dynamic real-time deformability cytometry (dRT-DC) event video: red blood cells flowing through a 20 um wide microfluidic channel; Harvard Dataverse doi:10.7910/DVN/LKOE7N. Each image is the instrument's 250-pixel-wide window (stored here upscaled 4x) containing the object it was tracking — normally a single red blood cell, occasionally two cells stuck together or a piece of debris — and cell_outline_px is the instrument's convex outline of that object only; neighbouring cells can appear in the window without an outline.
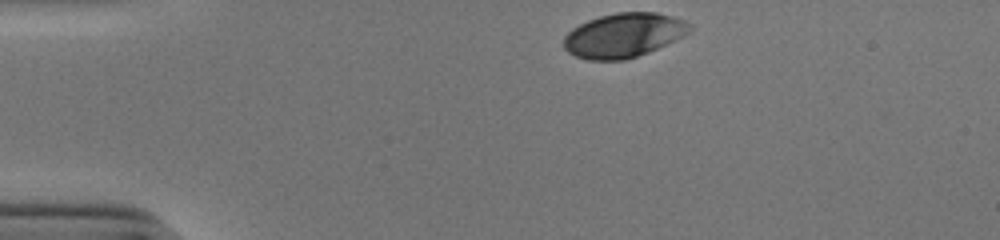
{"species": "human", "species_latin": "Homo sapiens", "temperature_condition": "cold", "stored_images_in_passage": 33, "camera_frame_rate_fps": 3000, "um_per_image_px": 0.085, "donor": {"sex": "male"}, "frame": {"image": 1, "passage_image": 1, "time_ms": 0.0, "image_size_px": [1000, 240], "cell_outline_px": [[692, 28], [684, 36], [676, 40], [648, 52], [624, 60], [588, 60], [576, 56], [568, 52], [564, 48], [564, 36], [572, 28], [588, 20], [600, 16], [616, 12], [656, 12], [672, 16], [684, 20], [692, 24]], "centroid_in_image_um": [53.02, 2.99], "position_along_channel_um": 32.0, "area_um2": 32.54}}
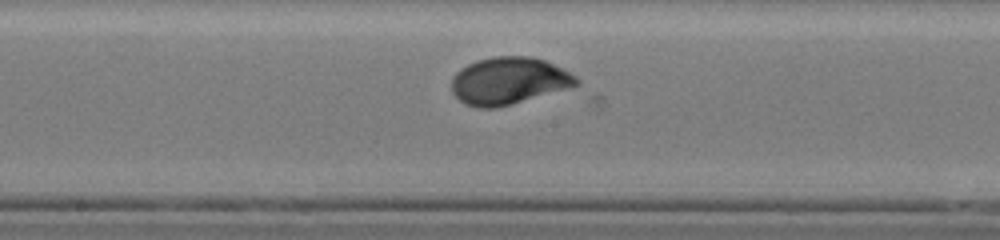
{"frame": {"image": 2, "passage_image": 19, "time_ms": 6.0, "image_size_px": [1000, 240], "cell_outline_px": [[580, 84], [568, 88], [512, 104], [496, 108], [476, 108], [464, 104], [452, 92], [452, 76], [460, 68], [476, 60], [492, 56], [532, 56], [544, 60], [576, 76], [580, 80]], "centroid_in_image_um": [43.21, 6.87], "position_along_channel_um": 205.0, "area_um2": 34.39}}
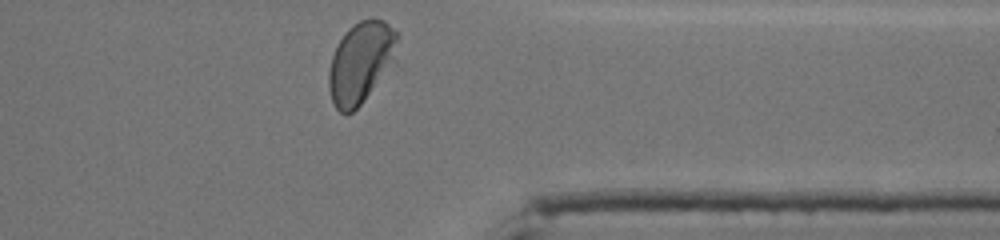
{"frame": {"image": 3, "passage_image": 33, "time_ms": 10.667, "image_size_px": [1000, 240], "cell_outline_px": [[400, 36], [396, 64], [360, 104], [352, 112], [340, 112], [336, 108], [332, 100], [328, 88], [328, 72], [332, 56], [340, 40], [348, 28], [360, 20], [384, 20]], "centroid_in_image_um": [30.72, 5.3], "position_along_channel_um": 380.7, "area_um2": 32.77}, "authors_computed_cell_mechanics": {"area_um2": 33.4662, "velocity_mm_per_s": 3.8887, "shape_relaxation_time_tau1_ms": 2.9347, "shape_relaxation_time_tau2_ms": null, "deformation_change_tau1": 0.1444, "deformation_change_tau2": null}}